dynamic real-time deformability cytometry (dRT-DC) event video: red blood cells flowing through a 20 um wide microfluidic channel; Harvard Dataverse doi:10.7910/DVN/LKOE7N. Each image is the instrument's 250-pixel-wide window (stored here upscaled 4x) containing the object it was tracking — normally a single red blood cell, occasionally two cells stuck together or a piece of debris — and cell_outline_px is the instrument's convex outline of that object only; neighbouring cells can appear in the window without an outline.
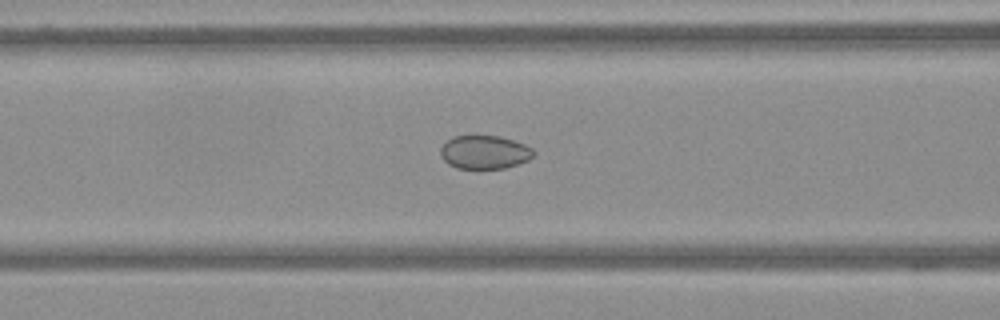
{"species": "Egyptian fruit bat (a non-hibernating species)", "species_latin": "Rousettus aegyptiacus", "temperature_condition": "warm", "stored_images_in_passage": 43, "camera_frame_rate_fps": 3000, "um_per_image_px": 0.085, "frame": {"image": 1, "passage_image": 6, "time_ms": 1.667, "image_size_px": [1000, 320], "cell_outline_px": [[536, 152], [528, 160], [504, 168], [456, 168], [448, 164], [440, 156], [440, 148], [452, 136], [500, 136], [524, 144], [532, 148]], "centroid_in_image_um": [41.17, 12.93], "position_along_channel_um": 125.4, "area_um2": 18.03}}
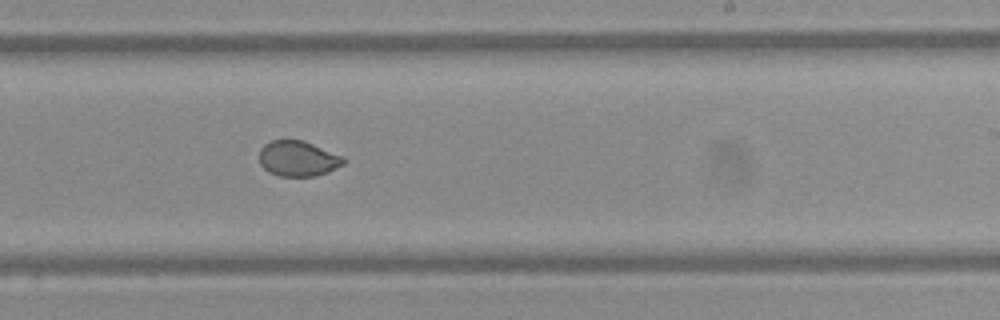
{"frame": {"image": 2, "passage_image": 19, "time_ms": 6.0, "image_size_px": [1000, 320], "cell_outline_px": [[344, 164], [328, 172], [316, 176], [280, 176], [268, 172], [260, 164], [260, 148], [264, 144], [272, 140], [304, 140], [344, 156]], "centroid_in_image_um": [25.34, 13.47], "position_along_channel_um": 263.7, "area_um2": 17.51}}
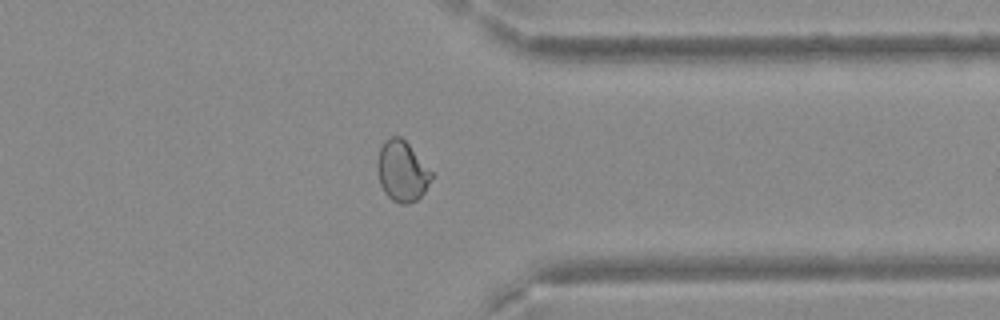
{"frame": {"image": 3, "passage_image": 30, "time_ms": 9.667, "image_size_px": [1000, 320], "cell_outline_px": [[432, 180], [424, 192], [416, 200], [408, 204], [400, 204], [392, 200], [384, 192], [380, 184], [376, 168], [376, 164], [380, 148], [384, 140], [388, 136], [400, 136], [408, 144], [432, 172]], "centroid_in_image_um": [34.15, 14.55], "position_along_channel_um": 377.3, "area_um2": 19.13}}